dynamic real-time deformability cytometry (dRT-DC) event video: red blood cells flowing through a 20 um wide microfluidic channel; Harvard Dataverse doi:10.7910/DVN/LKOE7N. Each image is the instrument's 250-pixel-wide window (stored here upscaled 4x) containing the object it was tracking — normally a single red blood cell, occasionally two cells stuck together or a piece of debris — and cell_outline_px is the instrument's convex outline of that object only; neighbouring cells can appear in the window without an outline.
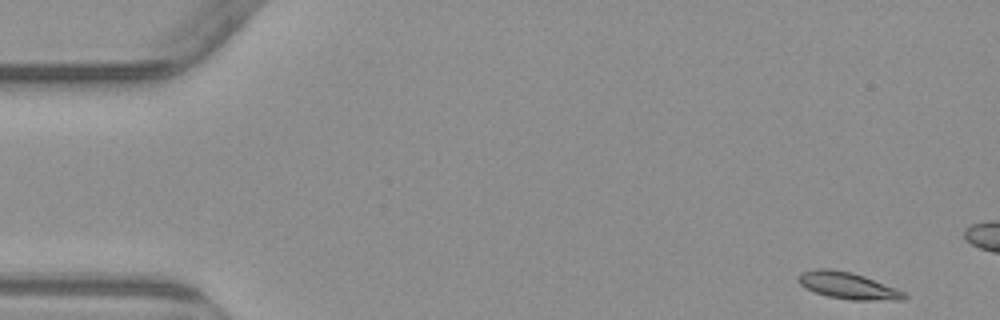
{"species": "common noctule bat (a hibernating species)", "species_latin": "Nyctalus noctula", "temperature_condition": "warm", "stored_images_in_passage": 5, "camera_frame_rate_fps": 3000, "um_per_image_px": 0.085, "animal": {"sex": "male", "body_mass_g": 23.1, "forearm_length_mm": 52.7}, "frame": {"image": 1, "passage_image": 1, "time_ms": 0.0, "image_size_px": [1000, 320], "cell_outline_px": [[908, 296], [904, 300], [852, 300], [828, 296], [816, 292], [800, 284], [800, 272], [816, 268], [828, 268], [848, 272], [864, 276], [896, 288], [904, 292]], "centroid_in_image_um": [72.11, 24.28], "position_along_channel_um": 12.9, "area_um2": 16.18}}